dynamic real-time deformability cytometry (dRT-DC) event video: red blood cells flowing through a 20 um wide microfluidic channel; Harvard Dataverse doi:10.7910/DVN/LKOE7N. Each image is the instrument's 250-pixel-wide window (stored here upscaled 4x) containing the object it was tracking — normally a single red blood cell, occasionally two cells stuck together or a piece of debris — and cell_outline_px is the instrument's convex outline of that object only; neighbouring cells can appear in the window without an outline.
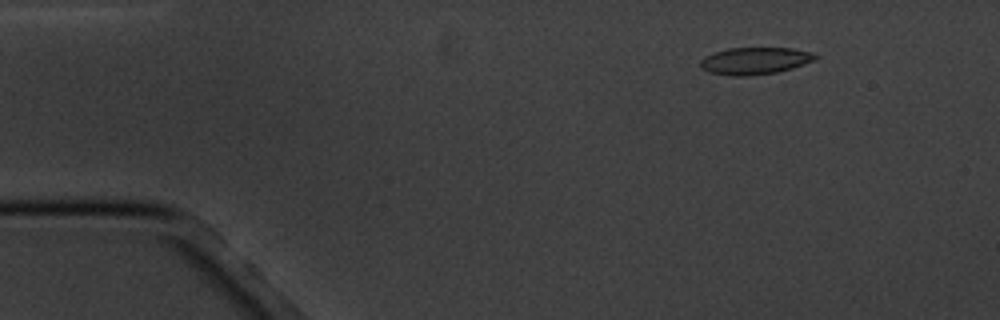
{"species": "common noctule bat (a hibernating species)", "species_latin": "Nyctalus noctula", "temperature_condition": "cold", "stored_images_in_passage": 6, "camera_frame_rate_fps": 3000, "um_per_image_px": 0.085, "animal": {"sex": "male", "body_mass_g": 20.1, "forearm_length_mm": 53.5}, "frame": {"image": 1, "passage_image": 2, "time_ms": 1.333, "image_size_px": [1000, 320], "cell_outline_px": [[816, 60], [792, 68], [776, 72], [748, 76], [736, 76], [708, 72], [700, 68], [700, 60], [704, 56], [728, 48], [792, 48], [812, 52], [816, 56]], "centroid_in_image_um": [64.15, 5.17], "position_along_channel_um": 20.9, "area_um2": 18.09}}
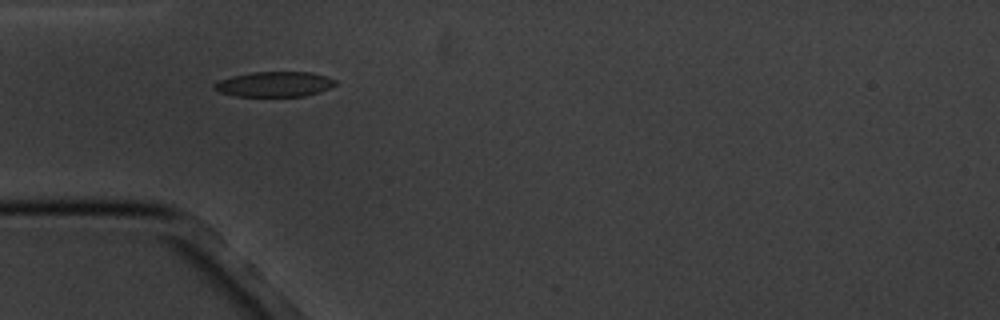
{"frame": {"image": 2, "passage_image": 5, "time_ms": 4.667, "image_size_px": [1000, 320], "cell_outline_px": [[336, 84], [320, 92], [304, 96], [236, 96], [220, 92], [212, 88], [212, 84], [220, 80], [232, 76], [252, 72], [312, 72], [336, 80]], "centroid_in_image_um": [23.3, 7.15], "position_along_channel_um": 61.7, "area_um2": 17.69}}
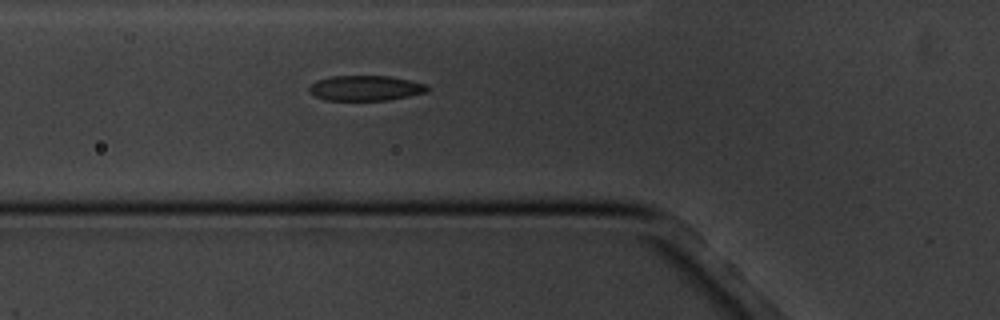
{"frame": {"image": 3, "passage_image": 6, "time_ms": 5.667, "image_size_px": [1000, 320], "cell_outline_px": [[432, 88], [428, 92], [388, 100], [324, 100], [308, 92], [308, 88], [316, 80], [332, 76], [392, 76], [428, 84]], "centroid_in_image_um": [31.11, 7.48], "position_along_channel_um": 94.7, "area_um2": 17.57}}